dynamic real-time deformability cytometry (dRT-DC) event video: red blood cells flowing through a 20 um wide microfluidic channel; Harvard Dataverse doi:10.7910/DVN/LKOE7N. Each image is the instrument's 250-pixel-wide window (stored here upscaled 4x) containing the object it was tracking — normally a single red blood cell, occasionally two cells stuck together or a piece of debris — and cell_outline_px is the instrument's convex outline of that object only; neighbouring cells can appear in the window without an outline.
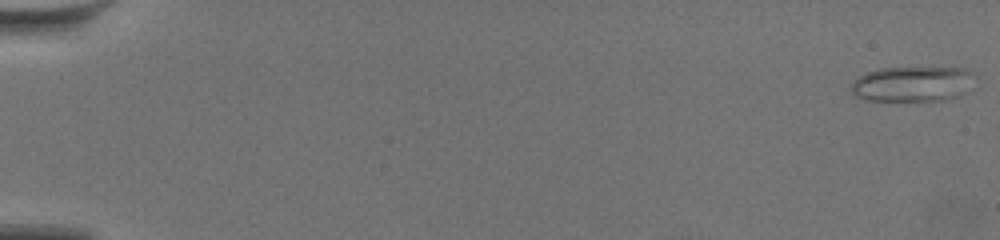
{"species": "common noctule bat (a hibernating species)", "species_latin": "Nyctalus noctula", "temperature_condition": "warm", "stored_images_in_passage": 16, "camera_frame_rate_fps": 3000, "um_per_image_px": 0.085, "animal": {"sex": "female", "body_mass_g": 19.5, "forearm_length_mm": 54.1}, "frame": {"image": 1, "passage_image": 1, "time_ms": 0.0, "image_size_px": [1000, 240], "cell_outline_px": [[976, 76], [964, 92], [960, 96], [944, 100], [868, 100], [856, 96], [848, 88], [860, 76], [868, 72], [880, 68], [964, 68], [972, 72]], "centroid_in_image_um": [77.57, 7.13], "position_along_channel_um": 7.4, "area_um2": 25.14}}